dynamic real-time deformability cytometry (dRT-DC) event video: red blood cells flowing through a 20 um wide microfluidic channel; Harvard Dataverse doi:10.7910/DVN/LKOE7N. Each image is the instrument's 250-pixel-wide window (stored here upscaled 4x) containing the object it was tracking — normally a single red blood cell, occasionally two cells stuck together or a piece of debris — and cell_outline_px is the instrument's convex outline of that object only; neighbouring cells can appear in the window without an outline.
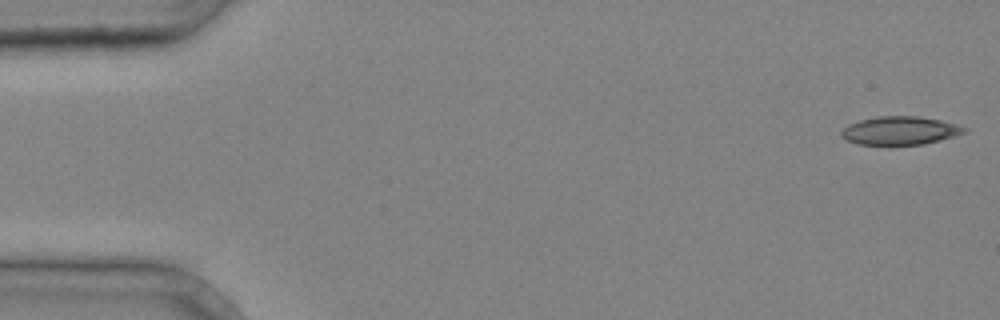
{"species": "common noctule bat (a hibernating species)", "species_latin": "Nyctalus noctula", "temperature_condition": "cold", "stored_images_in_passage": 38, "camera_frame_rate_fps": 3000, "um_per_image_px": 0.085, "animal": {"sex": "male", "body_mass_g": 20.4}, "frame": {"image": 1, "passage_image": 1, "time_ms": 0.0, "image_size_px": [1000, 320], "cell_outline_px": [[968, 132], [940, 140], [924, 144], [860, 144], [848, 140], [840, 136], [840, 132], [848, 124], [860, 120], [880, 116], [920, 116], [940, 120], [956, 124], [968, 128]], "centroid_in_image_um": [76.53, 11.09], "position_along_channel_um": 8.5, "area_um2": 20.17}}
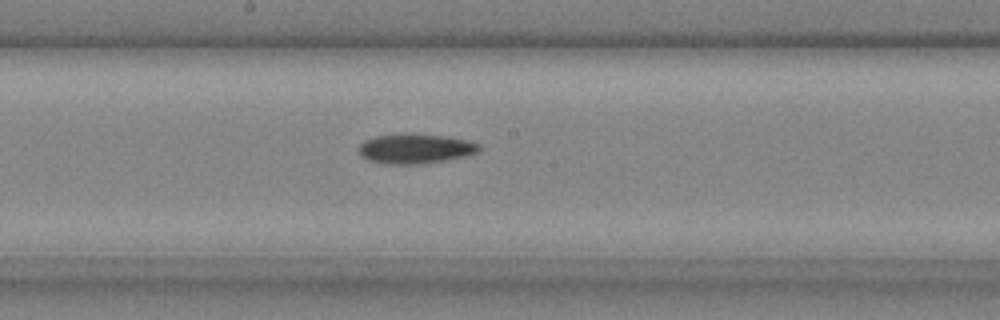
{"frame": {"image": 2, "passage_image": 22, "time_ms": 7.0, "image_size_px": [1000, 320], "cell_outline_px": [[480, 152], [464, 156], [424, 164], [384, 164], [368, 160], [360, 156], [360, 144], [364, 140], [376, 136], [404, 132], [412, 132], [444, 136], [468, 140], [480, 144]], "centroid_in_image_um": [35.3, 12.62], "position_along_channel_um": 212.9, "area_um2": 21.27}}
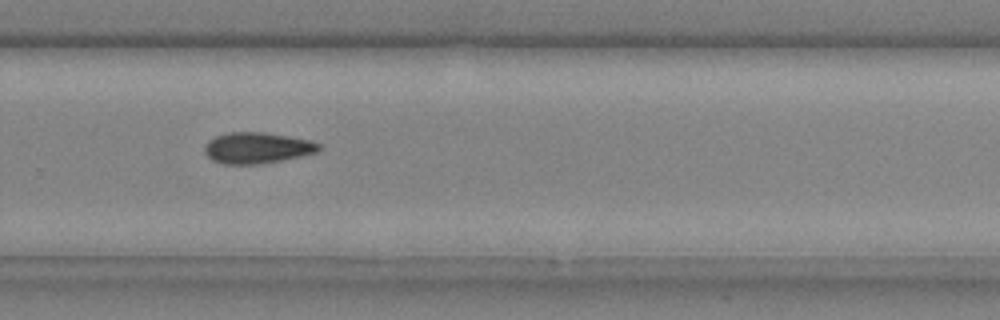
{"frame": {"image": 3, "passage_image": 28, "time_ms": 9.0, "image_size_px": [1000, 320], "cell_outline_px": [[324, 148], [320, 152], [260, 164], [224, 164], [212, 160], [204, 152], [204, 144], [208, 140], [216, 136], [228, 132], [264, 132], [288, 136], [308, 140], [320, 144]], "centroid_in_image_um": [21.86, 12.57], "position_along_channel_um": 307.9, "area_um2": 20.81}}